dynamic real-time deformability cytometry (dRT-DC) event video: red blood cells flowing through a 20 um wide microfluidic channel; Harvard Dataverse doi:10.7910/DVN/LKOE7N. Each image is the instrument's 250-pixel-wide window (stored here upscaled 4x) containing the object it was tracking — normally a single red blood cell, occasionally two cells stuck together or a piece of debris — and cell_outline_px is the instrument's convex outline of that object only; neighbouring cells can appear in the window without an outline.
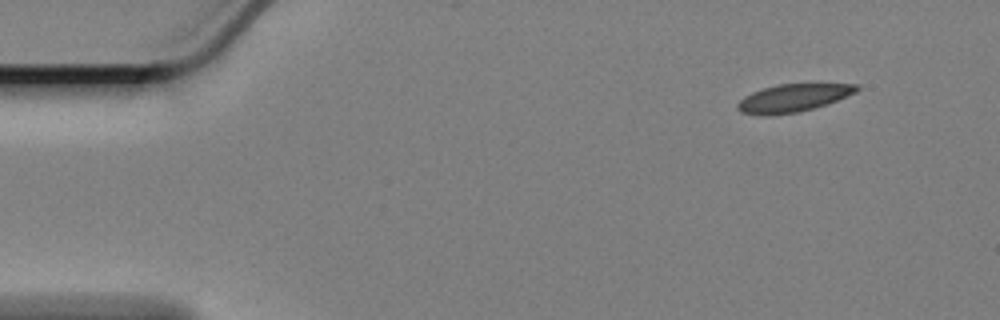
{"species": "Egyptian fruit bat (a non-hibernating species)", "species_latin": "Rousettus aegyptiacus", "temperature_condition": "cold", "stored_images_in_passage": 55, "camera_frame_rate_fps": 3000, "um_per_image_px": 0.085, "animal": {"sex": "female"}, "frame": {"image": 1, "passage_image": 1, "time_ms": 0.0, "image_size_px": [1000, 320], "cell_outline_px": [[860, 88], [856, 92], [836, 100], [800, 112], [772, 116], [764, 116], [740, 112], [736, 108], [736, 104], [744, 96], [752, 92], [764, 88], [780, 84], [860, 84]], "centroid_in_image_um": [67.36, 8.34], "position_along_channel_um": 17.6, "area_um2": 19.25}}
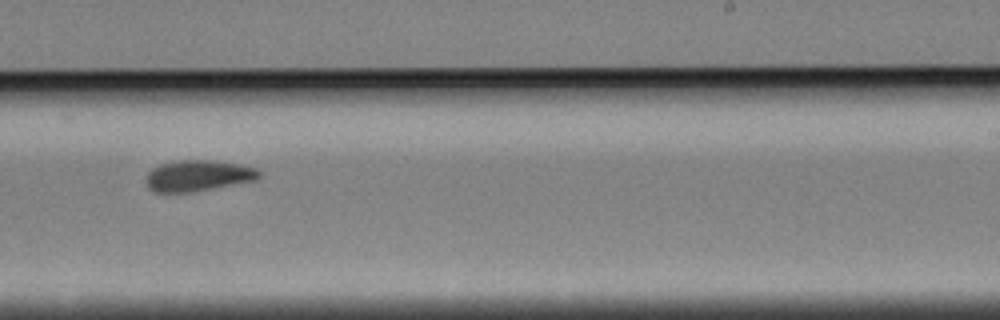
{"frame": {"image": 2, "passage_image": 32, "time_ms": 10.333, "image_size_px": [1000, 320], "cell_outline_px": [[260, 180], [192, 192], [152, 192], [148, 188], [148, 172], [152, 168], [160, 164], [176, 160], [220, 160], [240, 164], [256, 168], [260, 172]], "centroid_in_image_um": [16.89, 14.92], "position_along_channel_um": 272.1, "area_um2": 20.75}}
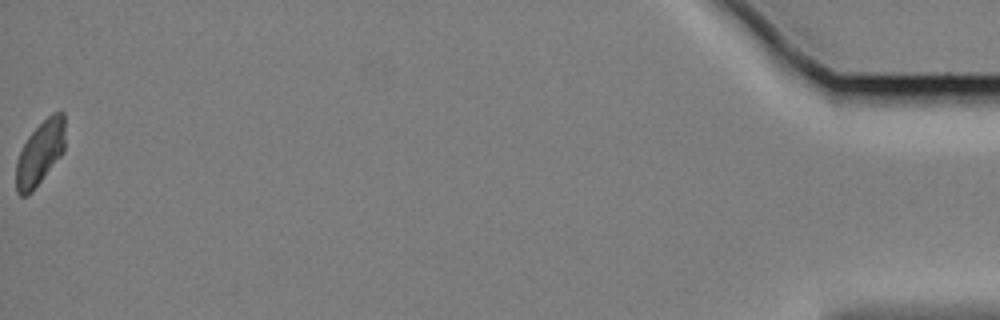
{"frame": {"image": 3, "passage_image": 55, "time_ms": 18.0, "image_size_px": [1000, 320], "cell_outline_px": [[64, 152], [32, 192], [28, 196], [20, 196], [16, 192], [16, 160], [28, 136], [52, 112], [64, 112]], "centroid_in_image_um": [3.4, 13.03], "position_along_channel_um": 431.8, "area_um2": 18.26}, "authors_computed_cell_mechanics": {"area_um2": 20.3456, "velocity_mm_per_s": 3.3492, "shape_relaxation_time_tau1_ms": 3.9314, "shape_relaxation_time_tau2_ms": 2.19, "deformation_change_tau1": 0.1177, "deformation_change_tau2": 0.0868}}